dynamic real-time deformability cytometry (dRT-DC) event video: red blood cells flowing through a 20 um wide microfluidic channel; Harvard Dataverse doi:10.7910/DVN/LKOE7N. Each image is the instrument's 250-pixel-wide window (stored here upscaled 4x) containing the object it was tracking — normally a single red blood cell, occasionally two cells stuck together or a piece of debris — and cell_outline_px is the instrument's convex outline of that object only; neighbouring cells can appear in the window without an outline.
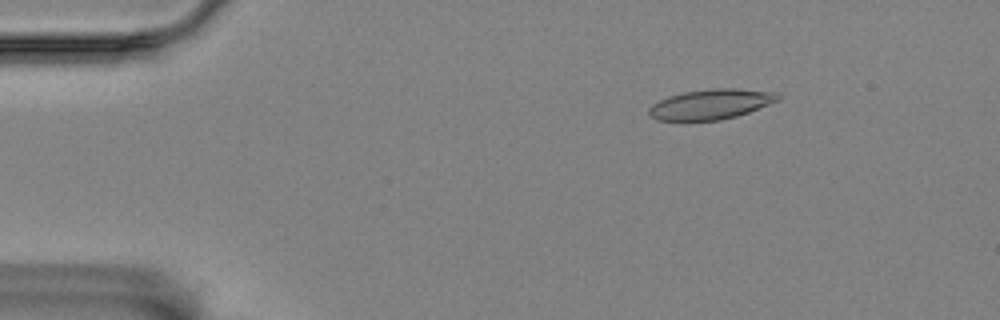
{"species": "Egyptian fruit bat (a non-hibernating species)", "species_latin": "Rousettus aegyptiacus", "temperature_condition": "room temperature", "stored_images_in_passage": 50, "camera_frame_rate_fps": 3000, "um_per_image_px": 0.085, "animal": {"sex": "female"}, "frame": {"image": 1, "passage_image": 2, "time_ms": 0.333, "image_size_px": [1000, 320], "cell_outline_px": [[780, 100], [748, 112], [736, 116], [720, 120], [656, 120], [648, 112], [648, 108], [652, 104], [668, 96], [684, 92], [712, 88], [736, 88], [776, 92], [780, 96]], "centroid_in_image_um": [60.43, 8.85], "position_along_channel_um": 24.6, "area_um2": 22.54}}
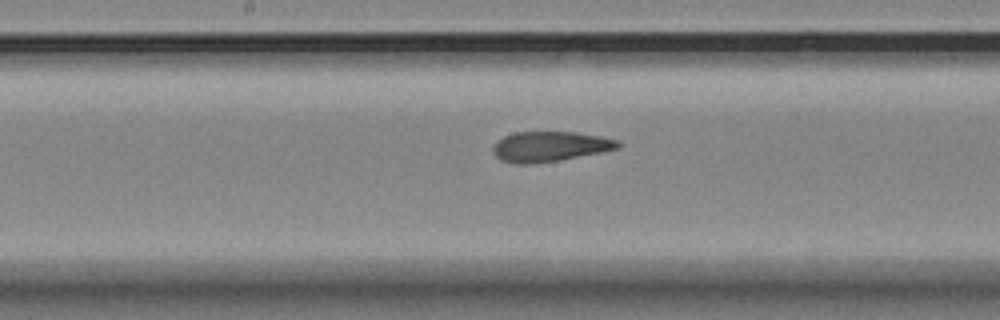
{"frame": {"image": 2, "passage_image": 23, "time_ms": 7.333, "image_size_px": [1000, 320], "cell_outline_px": [[620, 148], [560, 160], [528, 164], [516, 164], [500, 160], [492, 152], [492, 148], [504, 136], [512, 132], [576, 132], [600, 136], [620, 140]], "centroid_in_image_um": [46.74, 12.45], "position_along_channel_um": 201.5, "area_um2": 21.91}}
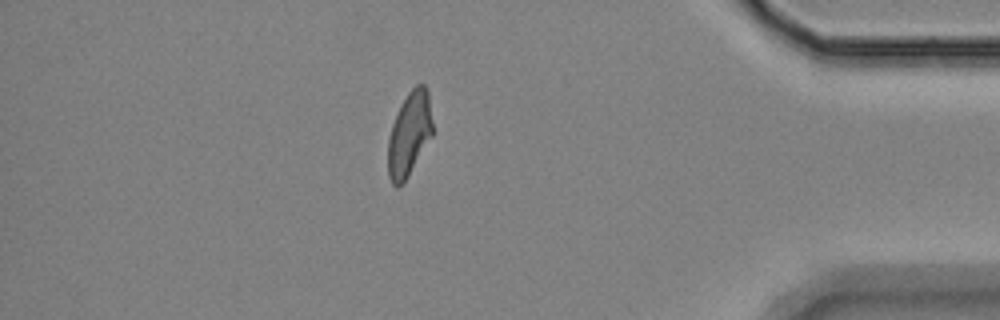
{"frame": {"image": 3, "passage_image": 43, "time_ms": 14.0, "image_size_px": [1000, 320], "cell_outline_px": [[432, 136], [408, 176], [396, 188], [392, 184], [388, 176], [388, 140], [392, 124], [400, 104], [408, 92], [416, 84], [424, 84], [428, 92], [432, 120]], "centroid_in_image_um": [34.78, 11.38], "position_along_channel_um": 400.4, "area_um2": 21.79}, "authors_computed_cell_mechanics": {"area_um2": 22.3975, "velocity_mm_per_s": 3.5112, "shape_relaxation_time_tau1_ms": null, "shape_relaxation_time_tau2_ms": 2.2232, "deformation_change_tau1": null, "deformation_change_tau2": 0.0909}}